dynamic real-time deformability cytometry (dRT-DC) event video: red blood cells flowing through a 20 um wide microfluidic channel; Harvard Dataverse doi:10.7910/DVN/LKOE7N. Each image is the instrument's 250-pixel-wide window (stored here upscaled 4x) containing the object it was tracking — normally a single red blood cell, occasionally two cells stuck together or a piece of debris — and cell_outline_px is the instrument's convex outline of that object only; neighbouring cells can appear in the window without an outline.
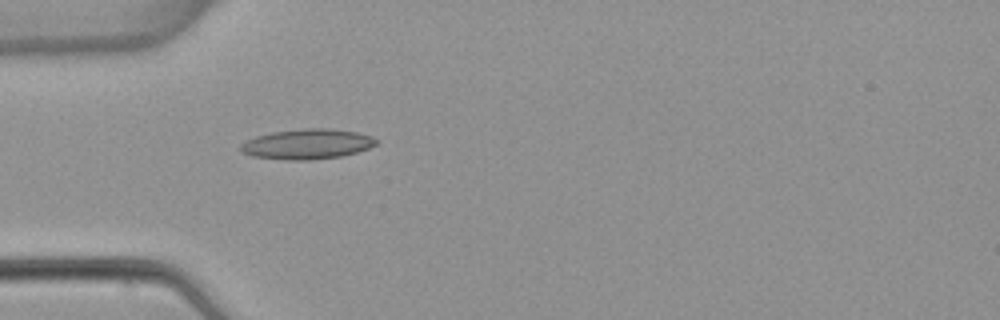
{"species": "common noctule bat (a hibernating species)", "species_latin": "Nyctalus noctula", "temperature_condition": "warm", "stored_images_in_passage": 4, "camera_frame_rate_fps": 3000, "um_per_image_px": 0.085, "animal": {"sex": "female", "body_mass_g": 22.7, "forearm_length_mm": 54.2}, "frame": {"image": 1, "passage_image": 4, "time_ms": 4.667, "image_size_px": [1000, 320], "cell_outline_px": [[380, 140], [376, 144], [368, 148], [356, 152], [340, 156], [312, 160], [284, 160], [252, 156], [244, 152], [240, 148], [240, 144], [256, 136], [272, 132], [304, 128], [328, 128], [356, 132], [372, 136]], "centroid_in_image_um": [26.13, 12.24], "position_along_channel_um": 58.9, "area_um2": 23.76}}